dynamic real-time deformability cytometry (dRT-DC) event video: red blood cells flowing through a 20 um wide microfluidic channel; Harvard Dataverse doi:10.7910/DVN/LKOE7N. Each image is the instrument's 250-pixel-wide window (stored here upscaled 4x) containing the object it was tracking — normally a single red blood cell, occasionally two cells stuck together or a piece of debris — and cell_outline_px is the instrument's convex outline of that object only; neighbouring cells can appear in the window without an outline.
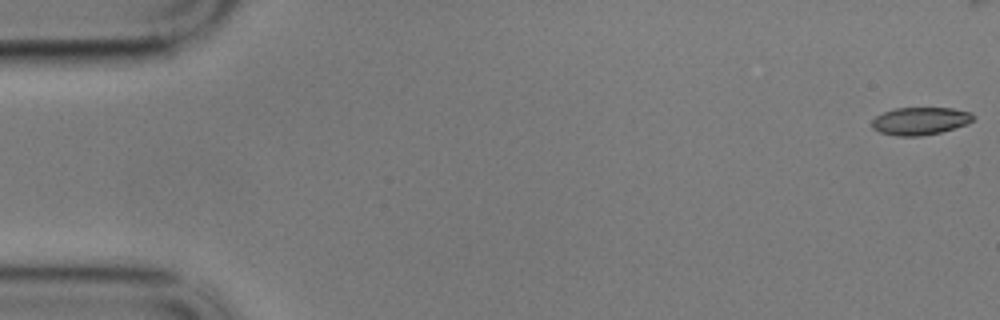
{"species": "common noctule bat (a hibernating species)", "species_latin": "Nyctalus noctula", "temperature_condition": "cold", "stored_images_in_passage": 53, "camera_frame_rate_fps": 3000, "um_per_image_px": 0.085, "animal": {"sex": "male", "body_mass_g": 17.9}, "frame": {"image": 1, "passage_image": 1, "time_ms": 0.0, "image_size_px": [1000, 320], "cell_outline_px": [[976, 116], [972, 120], [964, 124], [940, 132], [920, 136], [896, 136], [880, 132], [872, 128], [872, 120], [876, 116], [884, 112], [896, 108], [952, 108], [972, 112]], "centroid_in_image_um": [78.2, 10.28], "position_along_channel_um": 6.8, "area_um2": 16.18}}
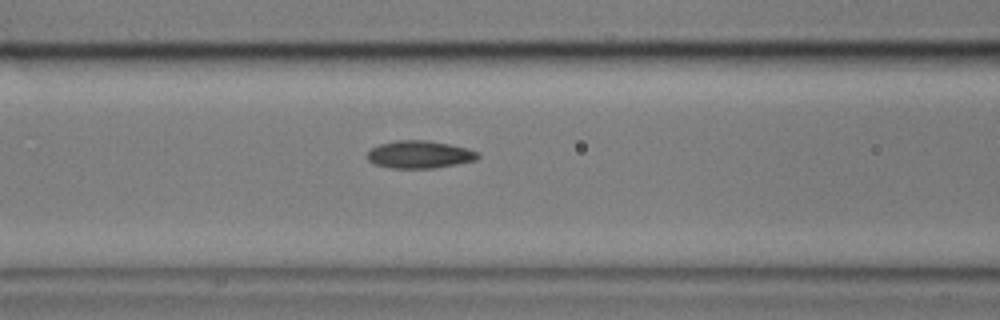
{"frame": {"image": 2, "passage_image": 24, "time_ms": 7.667, "image_size_px": [1000, 320], "cell_outline_px": [[480, 156], [476, 160], [436, 168], [388, 168], [372, 164], [368, 160], [368, 152], [372, 148], [380, 144], [396, 140], [428, 140], [468, 148], [480, 152]], "centroid_in_image_um": [35.67, 13.14], "position_along_channel_um": 130.9, "area_um2": 17.92}}
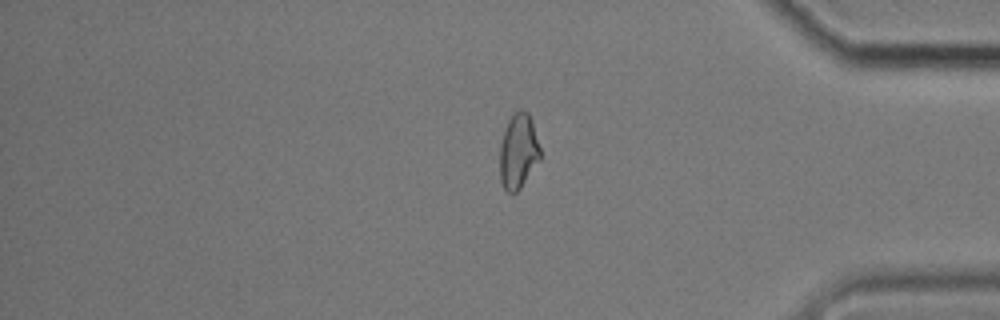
{"frame": {"image": 3, "passage_image": 49, "time_ms": 16.0, "image_size_px": [1000, 320], "cell_outline_px": [[540, 160], [520, 188], [516, 192], [508, 192], [504, 188], [500, 180], [500, 144], [508, 120], [520, 108], [528, 112], [532, 120], [540, 148]], "centroid_in_image_um": [44.06, 12.85], "position_along_channel_um": 391.1, "area_um2": 17.57}, "authors_computed_cell_mechanics": {"area_um2": 17.5712, "velocity_mm_per_s": 3.4091, "shape_relaxation_time_tau1_ms": 10.4856, "shape_relaxation_time_tau2_ms": 3.0614, "deformation_change_tau1": 0.1719, "deformation_change_tau2": 0.0897}}